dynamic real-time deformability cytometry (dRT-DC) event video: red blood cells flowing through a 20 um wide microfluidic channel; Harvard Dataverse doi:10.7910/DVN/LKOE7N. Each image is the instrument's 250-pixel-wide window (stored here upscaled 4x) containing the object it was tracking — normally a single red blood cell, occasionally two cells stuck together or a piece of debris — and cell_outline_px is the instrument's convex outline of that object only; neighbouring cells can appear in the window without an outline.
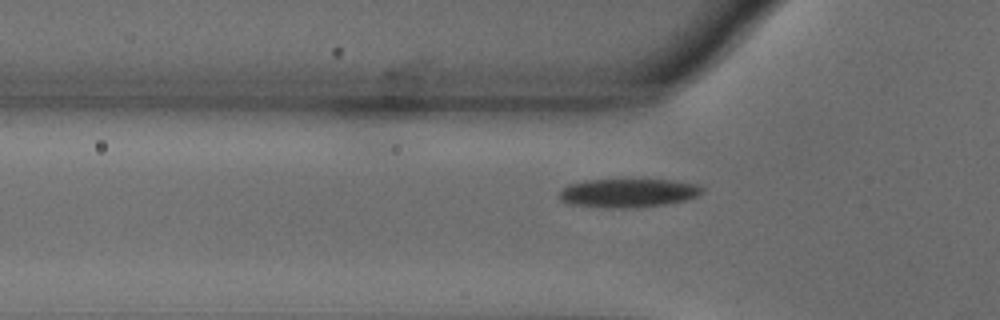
{"species": "common noctule bat (a hibernating species)", "species_latin": "Nyctalus noctula", "temperature_condition": "warm", "stored_images_in_passage": 32, "camera_frame_rate_fps": 3000, "um_per_image_px": 0.085, "animal": {"sex": "male", "body_mass_g": 18.8}, "frame": {"image": 1, "passage_image": 2, "time_ms": 0.333, "image_size_px": [1000, 320], "cell_outline_px": [[704, 192], [696, 196], [684, 200], [668, 204], [636, 208], [604, 208], [568, 204], [560, 200], [560, 192], [568, 184], [584, 180], [676, 180], [696, 184], [704, 188]], "centroid_in_image_um": [53.39, 16.41], "position_along_channel_um": 72.4, "area_um2": 24.1}}
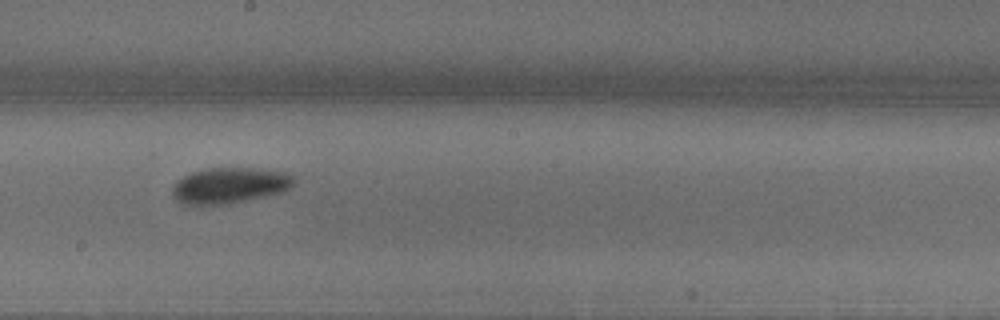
{"frame": {"image": 2, "passage_image": 15, "time_ms": 4.667, "image_size_px": [1000, 320], "cell_outline_px": [[296, 180], [292, 188], [280, 192], [248, 200], [228, 204], [200, 208], [184, 204], [176, 200], [172, 196], [172, 188], [176, 180], [192, 172], [208, 168], [256, 168], [284, 172], [292, 176]], "centroid_in_image_um": [19.46, 15.8], "position_along_channel_um": 228.7, "area_um2": 26.01}}
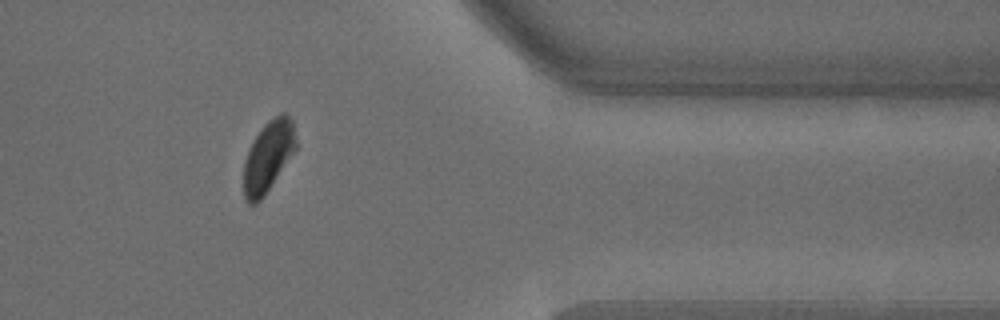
{"frame": {"image": 3, "passage_image": 30, "time_ms": 9.667, "image_size_px": [1000, 320], "cell_outline_px": [[296, 148], [264, 196], [256, 204], [248, 204], [244, 200], [244, 164], [248, 152], [260, 128], [268, 120], [280, 112], [284, 112], [292, 120], [296, 140]], "centroid_in_image_um": [22.79, 13.29], "position_along_channel_um": 388.6, "area_um2": 21.33}, "authors_computed_cell_mechanics": {"area_um2": 24.5361, "velocity_mm_per_s": 3.5858, "shape_relaxation_time_tau1_ms": 2.7297, "shape_relaxation_time_tau2_ms": null, "deformation_change_tau1": 0.1279, "deformation_change_tau2": null}}